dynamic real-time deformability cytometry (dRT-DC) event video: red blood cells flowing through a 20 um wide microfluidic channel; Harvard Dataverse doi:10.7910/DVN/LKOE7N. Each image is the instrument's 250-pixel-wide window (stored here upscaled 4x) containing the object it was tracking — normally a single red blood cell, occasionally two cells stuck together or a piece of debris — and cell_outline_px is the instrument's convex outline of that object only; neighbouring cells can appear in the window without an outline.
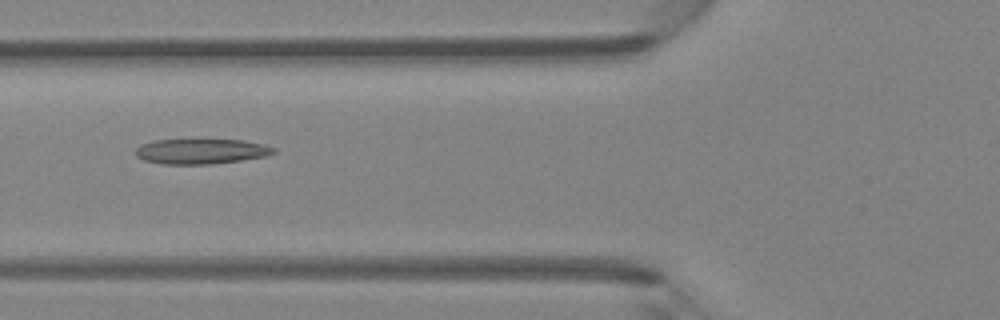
{"species": "Egyptian fruit bat (a non-hibernating species)", "species_latin": "Rousettus aegyptiacus", "temperature_condition": "room temperature", "stored_images_in_passage": 47, "camera_frame_rate_fps": 3000, "um_per_image_px": 0.085, "animal": {"sex": "female"}, "frame": {"image": 1, "passage_image": 18, "time_ms": 5.667, "image_size_px": [1000, 320], "cell_outline_px": [[276, 152], [264, 156], [240, 160], [212, 164], [164, 164], [144, 160], [136, 156], [136, 148], [140, 144], [152, 140], [244, 140], [264, 144], [276, 148]], "centroid_in_image_um": [17.08, 12.86], "position_along_channel_um": 108.7, "area_um2": 20.17}}
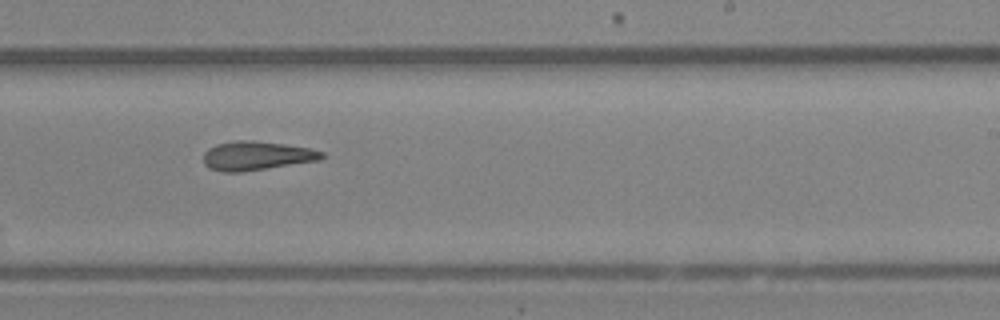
{"frame": {"image": 2, "passage_image": 29, "time_ms": 9.333, "image_size_px": [1000, 320], "cell_outline_px": [[324, 156], [320, 160], [240, 172], [224, 172], [208, 168], [204, 164], [204, 152], [208, 148], [216, 144], [236, 140], [252, 140], [284, 144], [308, 148], [324, 152]], "centroid_in_image_um": [21.77, 13.23], "position_along_channel_um": 267.2, "area_um2": 19.88}}
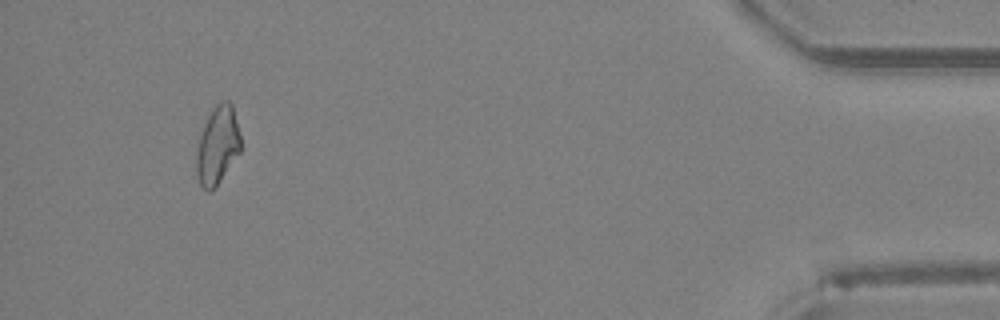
{"frame": {"image": 3, "passage_image": 44, "time_ms": 14.333, "image_size_px": [1000, 320], "cell_outline_px": [[240, 152], [220, 180], [208, 192], [200, 184], [196, 176], [196, 152], [200, 136], [204, 124], [212, 108], [220, 100], [228, 100], [232, 104], [240, 136]], "centroid_in_image_um": [18.48, 12.32], "position_along_channel_um": 416.7, "area_um2": 19.88}}